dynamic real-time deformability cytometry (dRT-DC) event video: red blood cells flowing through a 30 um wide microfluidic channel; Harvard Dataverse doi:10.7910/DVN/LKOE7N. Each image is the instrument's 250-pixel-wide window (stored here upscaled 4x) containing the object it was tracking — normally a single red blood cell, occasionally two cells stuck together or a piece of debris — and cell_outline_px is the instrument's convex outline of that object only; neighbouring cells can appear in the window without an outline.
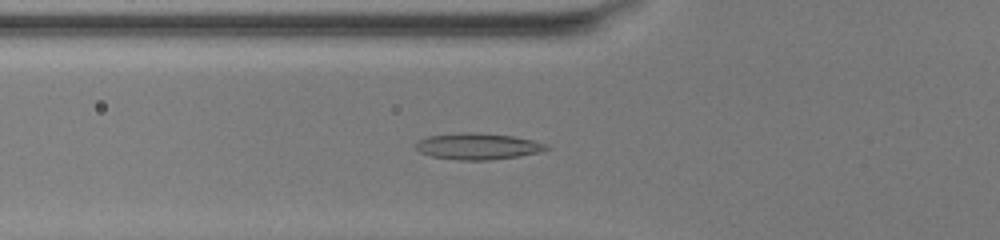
{"species": "common noctule bat (a hibernating species)", "species_latin": "Nyctalus noctula", "temperature_condition": "warm", "stored_images_in_passage": 50, "camera_frame_rate_fps": 3000, "um_per_image_px": 0.085, "animal": {"sex": "female", "body_mass_g": 20.0, "forearm_length_mm": 54.0}, "frame": {"image": 1, "passage_image": 19, "time_ms": 6.0, "image_size_px": [1000, 240], "cell_outline_px": [[552, 148], [540, 152], [516, 156], [488, 160], [456, 160], [432, 156], [420, 152], [416, 148], [416, 140], [428, 136], [460, 132], [476, 132], [512, 136], [532, 140], [548, 144]], "centroid_in_image_um": [40.61, 12.43], "position_along_channel_um": 85.2, "area_um2": 20.11}}
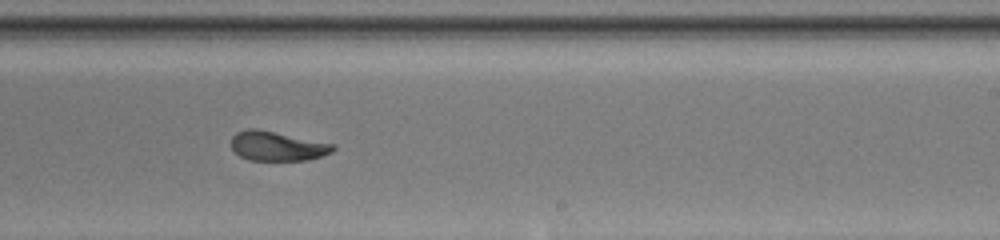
{"frame": {"image": 2, "passage_image": 32, "time_ms": 10.333, "image_size_px": [1000, 240], "cell_outline_px": [[336, 148], [332, 152], [308, 160], [248, 160], [240, 156], [232, 148], [232, 136], [236, 132], [248, 128], [256, 128], [332, 144]], "centroid_in_image_um": [23.53, 12.42], "position_along_channel_um": 265.5, "area_um2": 17.22}}
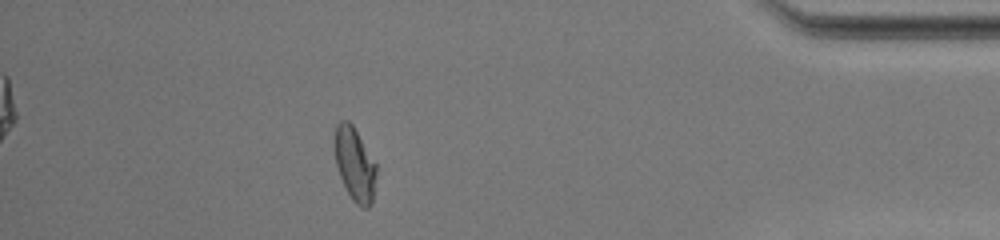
{"frame": {"image": 3, "passage_image": 45, "time_ms": 14.667, "image_size_px": [1000, 240], "cell_outline_px": [[376, 176], [372, 204], [368, 208], [360, 208], [352, 200], [340, 176], [336, 164], [332, 144], [336, 124], [340, 120], [348, 120], [352, 124], [376, 164]], "centroid_in_image_um": [30.12, 13.95], "position_along_channel_um": 405.1, "area_um2": 18.09}, "authors_computed_cell_mechanics": {"area_um2": 18.6116, "velocity_mm_per_s": 4.1588, "shape_relaxation_time_tau1_ms": null, "shape_relaxation_time_tau2_ms": 1.094, "deformation_change_tau1": null, "deformation_change_tau2": 0.0618}}